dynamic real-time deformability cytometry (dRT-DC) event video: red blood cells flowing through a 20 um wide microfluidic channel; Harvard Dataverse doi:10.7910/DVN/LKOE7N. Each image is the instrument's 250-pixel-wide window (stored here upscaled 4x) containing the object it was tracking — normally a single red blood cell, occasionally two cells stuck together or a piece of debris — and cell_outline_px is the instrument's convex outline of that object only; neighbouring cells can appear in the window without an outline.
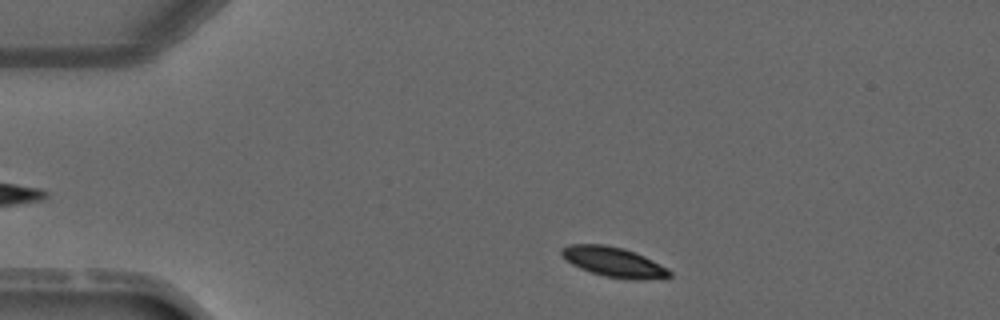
{"species": "common noctule bat (a hibernating species)", "species_latin": "Nyctalus noctula", "temperature_condition": "warm", "stored_images_in_passage": 2, "camera_frame_rate_fps": 3000, "um_per_image_px": 0.085, "animal": {"sex": "male", "forearm_length_mm": 52.5}, "frame": {"image": 1, "passage_image": 1, "time_ms": 0.0, "image_size_px": [1000, 320], "cell_outline_px": [[672, 276], [640, 280], [604, 276], [580, 268], [572, 264], [560, 252], [564, 248], [572, 244], [604, 244], [624, 248], [644, 256], [668, 268], [672, 272]], "centroid_in_image_um": [52.21, 22.26], "position_along_channel_um": 32.8, "area_um2": 18.44}}